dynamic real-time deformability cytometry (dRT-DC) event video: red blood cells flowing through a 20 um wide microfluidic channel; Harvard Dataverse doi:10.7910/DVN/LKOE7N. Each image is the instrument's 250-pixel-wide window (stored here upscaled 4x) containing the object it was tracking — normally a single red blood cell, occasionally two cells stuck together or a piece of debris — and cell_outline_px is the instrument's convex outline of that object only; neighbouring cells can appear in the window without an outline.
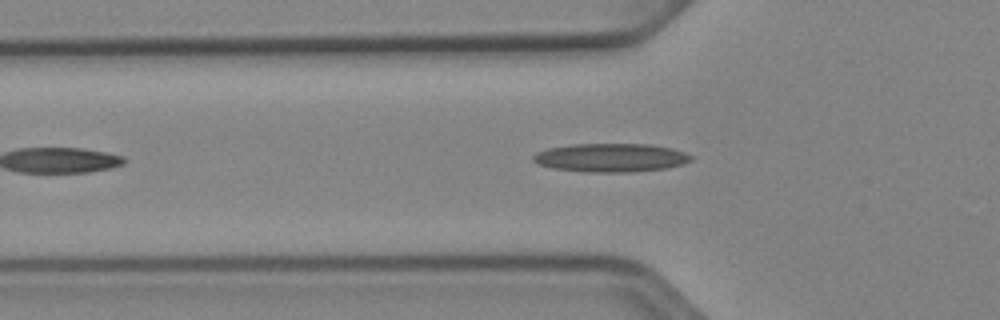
{"species": "Egyptian fruit bat (a non-hibernating species)", "species_latin": "Rousettus aegyptiacus", "temperature_condition": "cold", "stored_images_in_passage": 20, "camera_frame_rate_fps": 3000, "um_per_image_px": 0.085, "animal": {"sex": "female"}, "frame": {"image": 1, "passage_image": 8, "time_ms": 2.333, "image_size_px": [1000, 320], "cell_outline_px": [[692, 160], [684, 164], [668, 168], [632, 172], [584, 172], [552, 168], [536, 164], [532, 160], [532, 156], [536, 152], [548, 148], [572, 144], [652, 144], [672, 148], [684, 152], [692, 156]], "centroid_in_image_um": [51.91, 13.4], "position_along_channel_um": 73.9, "area_um2": 26.59}}
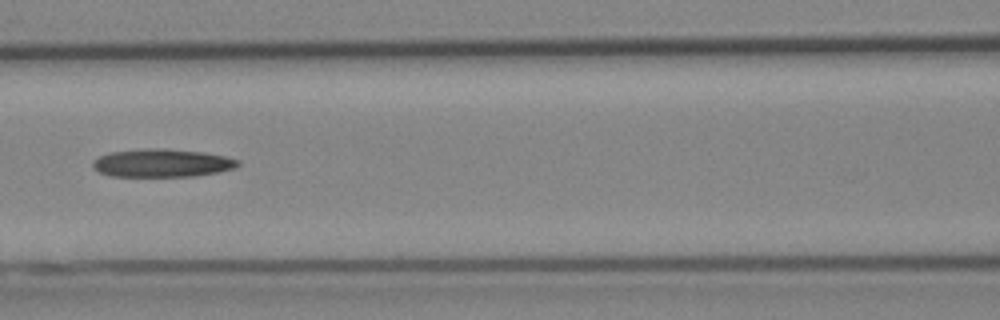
{"frame": {"image": 2, "passage_image": 14, "time_ms": 4.333, "image_size_px": [1000, 320], "cell_outline_px": [[240, 164], [236, 168], [216, 172], [192, 176], [112, 176], [100, 172], [92, 168], [92, 160], [108, 152], [144, 148], [164, 148], [204, 152], [224, 156], [240, 160]], "centroid_in_image_um": [13.75, 13.84], "position_along_channel_um": 152.8, "area_um2": 23.87}}
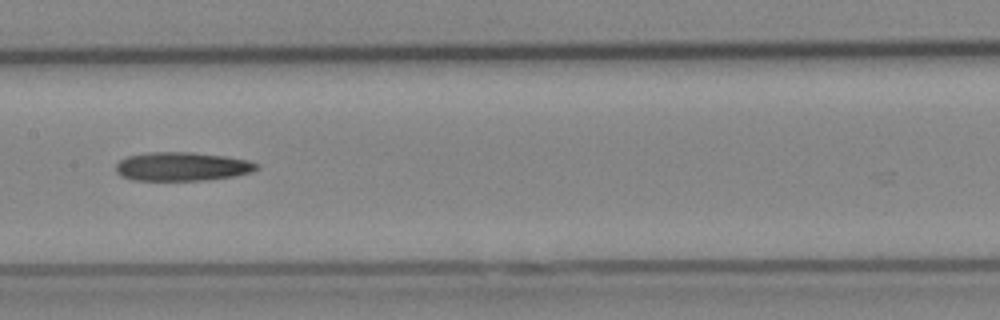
{"frame": {"image": 3, "passage_image": 17, "time_ms": 5.333, "image_size_px": [1000, 320], "cell_outline_px": [[260, 168], [252, 172], [236, 176], [204, 180], [132, 180], [120, 176], [116, 172], [116, 164], [120, 160], [128, 156], [148, 152], [192, 152], [224, 156], [248, 160], [260, 164]], "centroid_in_image_um": [15.5, 14.15], "position_along_channel_um": 191.9, "area_um2": 23.76}}